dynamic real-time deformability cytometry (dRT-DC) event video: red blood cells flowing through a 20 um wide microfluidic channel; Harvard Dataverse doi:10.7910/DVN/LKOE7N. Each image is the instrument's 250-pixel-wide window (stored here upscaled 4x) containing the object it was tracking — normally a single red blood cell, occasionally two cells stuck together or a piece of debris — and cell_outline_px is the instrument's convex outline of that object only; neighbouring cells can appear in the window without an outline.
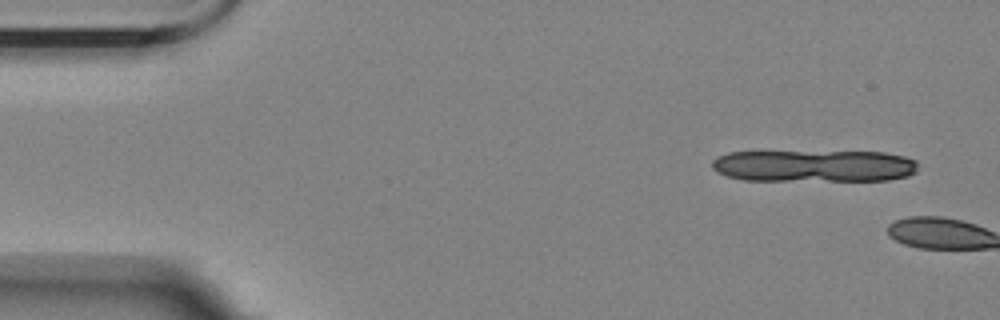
{"species": "Egyptian fruit bat (a non-hibernating species)", "species_latin": "Rousettus aegyptiacus", "temperature_condition": "room temperature", "stored_images_in_passage": 2, "camera_frame_rate_fps": 3000, "um_per_image_px": 0.085, "animal": {"sex": "female"}, "frame": {"image": 1, "passage_image": 1, "time_ms": 0.0, "image_size_px": [1000, 320], "cell_outline_px": [[916, 172], [908, 176], [888, 180], [744, 180], [728, 176], [716, 172], [712, 168], [712, 160], [728, 152], [884, 152], [904, 156], [916, 160]], "centroid_in_image_um": [69.2, 14.1], "position_along_channel_um": 15.8, "area_um2": 38.32}}